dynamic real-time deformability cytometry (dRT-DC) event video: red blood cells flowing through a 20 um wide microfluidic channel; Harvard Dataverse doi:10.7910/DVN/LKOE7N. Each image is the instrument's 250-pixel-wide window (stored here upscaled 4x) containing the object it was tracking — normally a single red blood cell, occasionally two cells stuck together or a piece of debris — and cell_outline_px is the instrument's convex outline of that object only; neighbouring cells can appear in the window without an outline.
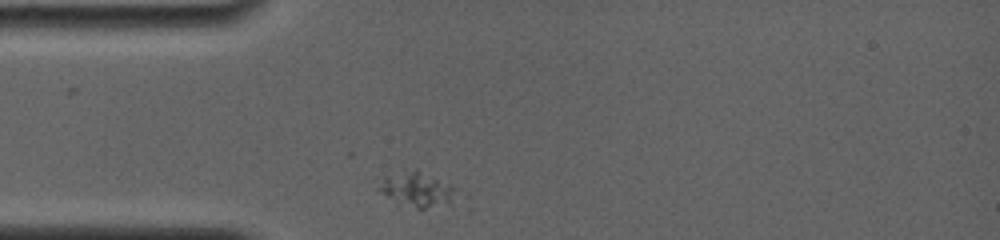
{"species": "common noctule bat (a hibernating species)", "species_latin": "Nyctalus noctula", "temperature_condition": "room temperature", "stored_images_in_passage": 25, "camera_frame_rate_fps": 4000, "um_per_image_px": 0.085, "animal": {"sex": "female", "body_mass_g": 19.0, "forearm_length_mm": 56.7}, "frame": {"image": 1, "passage_image": 1, "time_ms": 0.0, "image_size_px": [1000, 240], "cell_outline_px": [[472, 208], [416, 208], [380, 192], [376, 188], [384, 176], [416, 168], [448, 184], [468, 196]], "centroid_in_image_um": [35.91, 16.21], "position_along_channel_um": 49.1, "area_um2": 17.4}}
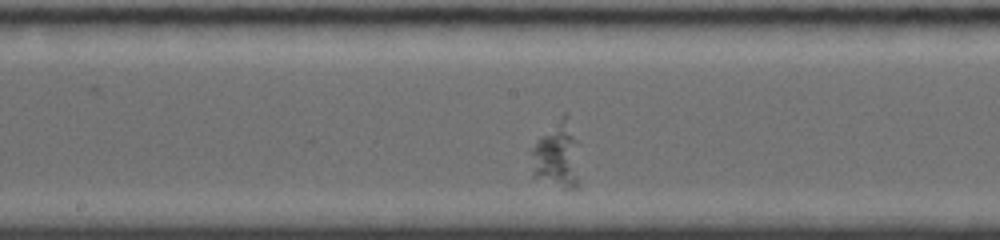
{"frame": {"image": 2, "passage_image": 11, "time_ms": 4.5, "image_size_px": [1000, 240], "cell_outline_px": [[580, 188], [564, 188], [532, 176], [532, 148], [540, 136], [560, 128], [572, 136], [580, 184]], "centroid_in_image_um": [47.25, 13.58], "position_along_channel_um": 201.0, "area_um2": 15.84}}
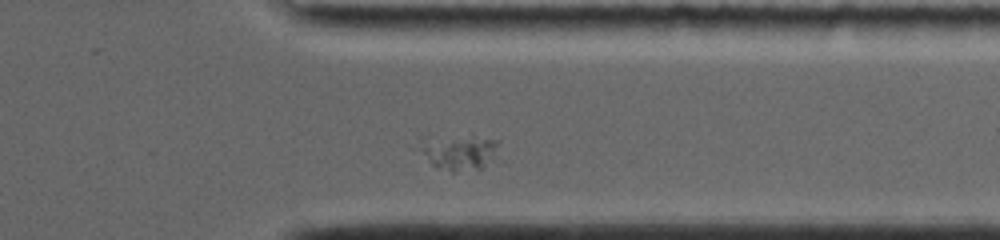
{"frame": {"image": 3, "passage_image": 22, "time_ms": 9.25, "image_size_px": [1000, 240], "cell_outline_px": [[500, 140], [496, 156], [480, 168], [452, 172], [432, 164], [424, 152], [424, 148], [472, 132]], "centroid_in_image_um": [39.38, 12.95], "position_along_channel_um": 372.0, "area_um2": 14.74}}